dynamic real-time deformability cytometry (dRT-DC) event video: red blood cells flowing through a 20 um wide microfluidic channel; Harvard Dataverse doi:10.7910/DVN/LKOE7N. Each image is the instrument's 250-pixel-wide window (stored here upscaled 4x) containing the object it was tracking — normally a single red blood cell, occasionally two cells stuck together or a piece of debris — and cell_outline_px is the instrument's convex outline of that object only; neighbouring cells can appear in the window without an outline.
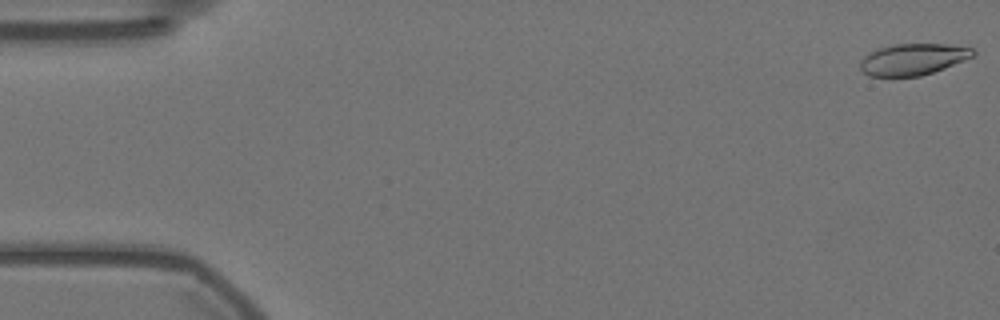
{"species": "Egyptian fruit bat (a non-hibernating species)", "species_latin": "Rousettus aegyptiacus", "temperature_condition": "warm", "stored_images_in_passage": 5, "camera_frame_rate_fps": 3000, "um_per_image_px": 0.085, "animal": {"sex": "female"}, "frame": {"image": 1, "passage_image": 1, "time_ms": 0.0, "image_size_px": [1000, 320], "cell_outline_px": [[976, 52], [972, 56], [964, 60], [944, 68], [920, 76], [868, 76], [860, 68], [860, 60], [868, 52], [876, 48], [892, 44], [944, 44], [972, 48]], "centroid_in_image_um": [77.55, 5.03], "position_along_channel_um": 7.5, "area_um2": 20.63}}